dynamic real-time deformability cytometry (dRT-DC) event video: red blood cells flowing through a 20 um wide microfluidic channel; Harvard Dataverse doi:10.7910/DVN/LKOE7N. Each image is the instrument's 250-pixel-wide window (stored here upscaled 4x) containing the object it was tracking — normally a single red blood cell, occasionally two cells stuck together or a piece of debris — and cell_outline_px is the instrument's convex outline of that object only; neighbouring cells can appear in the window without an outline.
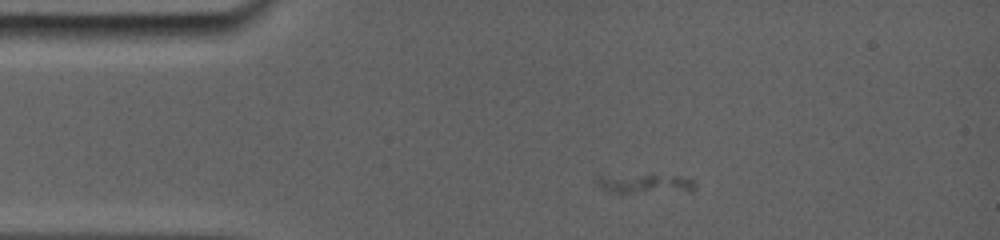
{"species": "common noctule bat (a hibernating species)", "species_latin": "Nyctalus noctula", "temperature_condition": "room temperature", "stored_images_in_passage": 4, "camera_frame_rate_fps": 5000, "um_per_image_px": 0.085, "animal": {"sex": "female", "body_mass_g": 19.0, "forearm_length_mm": 56.7}, "frame": {"image": 1, "passage_image": 2, "time_ms": 0.4, "image_size_px": [1000, 240], "cell_outline_px": [[696, 188], [692, 192], [620, 196], [600, 188], [596, 184], [596, 180], [600, 176], [676, 176], [692, 180], [696, 184]], "centroid_in_image_um": [54.84, 15.72], "position_along_channel_um": 30.2, "area_um2": 11.91}}